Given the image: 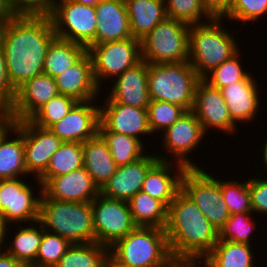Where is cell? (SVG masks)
<instances>
[{
	"mask_svg": "<svg viewBox=\"0 0 267 267\" xmlns=\"http://www.w3.org/2000/svg\"><path fill=\"white\" fill-rule=\"evenodd\" d=\"M55 81L59 94L71 96L78 102L97 100L102 93L96 83L88 52L76 64L55 77Z\"/></svg>",
	"mask_w": 267,
	"mask_h": 267,
	"instance_id": "cell-23",
	"label": "cell"
},
{
	"mask_svg": "<svg viewBox=\"0 0 267 267\" xmlns=\"http://www.w3.org/2000/svg\"><path fill=\"white\" fill-rule=\"evenodd\" d=\"M200 168H187L181 179V190L190 197L209 222L219 231L230 217L223 199L219 179Z\"/></svg>",
	"mask_w": 267,
	"mask_h": 267,
	"instance_id": "cell-8",
	"label": "cell"
},
{
	"mask_svg": "<svg viewBox=\"0 0 267 267\" xmlns=\"http://www.w3.org/2000/svg\"><path fill=\"white\" fill-rule=\"evenodd\" d=\"M252 245L218 240L201 261L203 267H256Z\"/></svg>",
	"mask_w": 267,
	"mask_h": 267,
	"instance_id": "cell-29",
	"label": "cell"
},
{
	"mask_svg": "<svg viewBox=\"0 0 267 267\" xmlns=\"http://www.w3.org/2000/svg\"><path fill=\"white\" fill-rule=\"evenodd\" d=\"M132 37L141 41L167 18L164 0H124Z\"/></svg>",
	"mask_w": 267,
	"mask_h": 267,
	"instance_id": "cell-27",
	"label": "cell"
},
{
	"mask_svg": "<svg viewBox=\"0 0 267 267\" xmlns=\"http://www.w3.org/2000/svg\"><path fill=\"white\" fill-rule=\"evenodd\" d=\"M31 225L23 227V225L17 224L18 231L14 232L12 241H9L10 244L7 243L9 247L6 249L4 247L10 256L20 261L25 267H30L35 262L43 235V225L39 221L31 223Z\"/></svg>",
	"mask_w": 267,
	"mask_h": 267,
	"instance_id": "cell-33",
	"label": "cell"
},
{
	"mask_svg": "<svg viewBox=\"0 0 267 267\" xmlns=\"http://www.w3.org/2000/svg\"><path fill=\"white\" fill-rule=\"evenodd\" d=\"M200 80L189 62L149 64L150 100L170 102L191 111Z\"/></svg>",
	"mask_w": 267,
	"mask_h": 267,
	"instance_id": "cell-6",
	"label": "cell"
},
{
	"mask_svg": "<svg viewBox=\"0 0 267 267\" xmlns=\"http://www.w3.org/2000/svg\"><path fill=\"white\" fill-rule=\"evenodd\" d=\"M42 192L51 199L68 202H92L100 189L88 171L82 167L68 174L50 178Z\"/></svg>",
	"mask_w": 267,
	"mask_h": 267,
	"instance_id": "cell-20",
	"label": "cell"
},
{
	"mask_svg": "<svg viewBox=\"0 0 267 267\" xmlns=\"http://www.w3.org/2000/svg\"><path fill=\"white\" fill-rule=\"evenodd\" d=\"M222 22L212 18L190 25L188 62L201 79L239 51L237 40Z\"/></svg>",
	"mask_w": 267,
	"mask_h": 267,
	"instance_id": "cell-4",
	"label": "cell"
},
{
	"mask_svg": "<svg viewBox=\"0 0 267 267\" xmlns=\"http://www.w3.org/2000/svg\"><path fill=\"white\" fill-rule=\"evenodd\" d=\"M15 122L9 110H0V140L14 127Z\"/></svg>",
	"mask_w": 267,
	"mask_h": 267,
	"instance_id": "cell-48",
	"label": "cell"
},
{
	"mask_svg": "<svg viewBox=\"0 0 267 267\" xmlns=\"http://www.w3.org/2000/svg\"><path fill=\"white\" fill-rule=\"evenodd\" d=\"M99 134L107 142L112 158L117 166H123L135 162L146 154V147L141 140L114 132H109L101 123Z\"/></svg>",
	"mask_w": 267,
	"mask_h": 267,
	"instance_id": "cell-35",
	"label": "cell"
},
{
	"mask_svg": "<svg viewBox=\"0 0 267 267\" xmlns=\"http://www.w3.org/2000/svg\"><path fill=\"white\" fill-rule=\"evenodd\" d=\"M239 52L240 50L230 59L214 68L203 78V80L217 89H221L232 83L243 80L249 72L244 71L245 69L240 62L241 54Z\"/></svg>",
	"mask_w": 267,
	"mask_h": 267,
	"instance_id": "cell-42",
	"label": "cell"
},
{
	"mask_svg": "<svg viewBox=\"0 0 267 267\" xmlns=\"http://www.w3.org/2000/svg\"><path fill=\"white\" fill-rule=\"evenodd\" d=\"M107 267H117V266H115V265L109 260V262H108V264H107Z\"/></svg>",
	"mask_w": 267,
	"mask_h": 267,
	"instance_id": "cell-56",
	"label": "cell"
},
{
	"mask_svg": "<svg viewBox=\"0 0 267 267\" xmlns=\"http://www.w3.org/2000/svg\"><path fill=\"white\" fill-rule=\"evenodd\" d=\"M74 2L84 4V5H90L95 6L100 0H72Z\"/></svg>",
	"mask_w": 267,
	"mask_h": 267,
	"instance_id": "cell-53",
	"label": "cell"
},
{
	"mask_svg": "<svg viewBox=\"0 0 267 267\" xmlns=\"http://www.w3.org/2000/svg\"><path fill=\"white\" fill-rule=\"evenodd\" d=\"M109 248L96 242L71 244L55 267H107Z\"/></svg>",
	"mask_w": 267,
	"mask_h": 267,
	"instance_id": "cell-34",
	"label": "cell"
},
{
	"mask_svg": "<svg viewBox=\"0 0 267 267\" xmlns=\"http://www.w3.org/2000/svg\"><path fill=\"white\" fill-rule=\"evenodd\" d=\"M77 103L71 96L58 94L37 110L29 120L38 127L49 129L62 120Z\"/></svg>",
	"mask_w": 267,
	"mask_h": 267,
	"instance_id": "cell-36",
	"label": "cell"
},
{
	"mask_svg": "<svg viewBox=\"0 0 267 267\" xmlns=\"http://www.w3.org/2000/svg\"><path fill=\"white\" fill-rule=\"evenodd\" d=\"M264 15H267V0H233L230 11L224 18L241 21L246 25L252 21L257 22Z\"/></svg>",
	"mask_w": 267,
	"mask_h": 267,
	"instance_id": "cell-43",
	"label": "cell"
},
{
	"mask_svg": "<svg viewBox=\"0 0 267 267\" xmlns=\"http://www.w3.org/2000/svg\"><path fill=\"white\" fill-rule=\"evenodd\" d=\"M223 199L230 215L252 213L248 178L245 181L219 179Z\"/></svg>",
	"mask_w": 267,
	"mask_h": 267,
	"instance_id": "cell-37",
	"label": "cell"
},
{
	"mask_svg": "<svg viewBox=\"0 0 267 267\" xmlns=\"http://www.w3.org/2000/svg\"><path fill=\"white\" fill-rule=\"evenodd\" d=\"M16 96V90L11 86L9 81L5 55L0 45V110H9L12 108Z\"/></svg>",
	"mask_w": 267,
	"mask_h": 267,
	"instance_id": "cell-46",
	"label": "cell"
},
{
	"mask_svg": "<svg viewBox=\"0 0 267 267\" xmlns=\"http://www.w3.org/2000/svg\"><path fill=\"white\" fill-rule=\"evenodd\" d=\"M12 133L15 134L14 137L13 135L11 137ZM28 174L24 158L23 120H21L16 121L14 127L0 140V179H14Z\"/></svg>",
	"mask_w": 267,
	"mask_h": 267,
	"instance_id": "cell-26",
	"label": "cell"
},
{
	"mask_svg": "<svg viewBox=\"0 0 267 267\" xmlns=\"http://www.w3.org/2000/svg\"><path fill=\"white\" fill-rule=\"evenodd\" d=\"M158 160L157 153H151L133 163L118 166L116 172L100 189V193L111 199L128 201L141 191L148 170Z\"/></svg>",
	"mask_w": 267,
	"mask_h": 267,
	"instance_id": "cell-18",
	"label": "cell"
},
{
	"mask_svg": "<svg viewBox=\"0 0 267 267\" xmlns=\"http://www.w3.org/2000/svg\"><path fill=\"white\" fill-rule=\"evenodd\" d=\"M0 267H25L20 261L10 256L5 250L0 252Z\"/></svg>",
	"mask_w": 267,
	"mask_h": 267,
	"instance_id": "cell-51",
	"label": "cell"
},
{
	"mask_svg": "<svg viewBox=\"0 0 267 267\" xmlns=\"http://www.w3.org/2000/svg\"><path fill=\"white\" fill-rule=\"evenodd\" d=\"M23 140L25 166L36 179L63 142L51 130L38 127L29 119L23 120Z\"/></svg>",
	"mask_w": 267,
	"mask_h": 267,
	"instance_id": "cell-16",
	"label": "cell"
},
{
	"mask_svg": "<svg viewBox=\"0 0 267 267\" xmlns=\"http://www.w3.org/2000/svg\"><path fill=\"white\" fill-rule=\"evenodd\" d=\"M96 100L78 102L51 130L62 142L84 143L99 133L100 105Z\"/></svg>",
	"mask_w": 267,
	"mask_h": 267,
	"instance_id": "cell-15",
	"label": "cell"
},
{
	"mask_svg": "<svg viewBox=\"0 0 267 267\" xmlns=\"http://www.w3.org/2000/svg\"><path fill=\"white\" fill-rule=\"evenodd\" d=\"M83 159L84 168L99 189L111 178L118 167L112 158L107 142L99 133L83 143Z\"/></svg>",
	"mask_w": 267,
	"mask_h": 267,
	"instance_id": "cell-28",
	"label": "cell"
},
{
	"mask_svg": "<svg viewBox=\"0 0 267 267\" xmlns=\"http://www.w3.org/2000/svg\"><path fill=\"white\" fill-rule=\"evenodd\" d=\"M15 14L11 8L9 0H0V20L10 21Z\"/></svg>",
	"mask_w": 267,
	"mask_h": 267,
	"instance_id": "cell-50",
	"label": "cell"
},
{
	"mask_svg": "<svg viewBox=\"0 0 267 267\" xmlns=\"http://www.w3.org/2000/svg\"><path fill=\"white\" fill-rule=\"evenodd\" d=\"M164 1L166 6L167 18L180 20L189 25L205 23L212 19L204 10L201 4V0Z\"/></svg>",
	"mask_w": 267,
	"mask_h": 267,
	"instance_id": "cell-41",
	"label": "cell"
},
{
	"mask_svg": "<svg viewBox=\"0 0 267 267\" xmlns=\"http://www.w3.org/2000/svg\"><path fill=\"white\" fill-rule=\"evenodd\" d=\"M172 255L165 229L136 226L109 248V260L117 267H162Z\"/></svg>",
	"mask_w": 267,
	"mask_h": 267,
	"instance_id": "cell-3",
	"label": "cell"
},
{
	"mask_svg": "<svg viewBox=\"0 0 267 267\" xmlns=\"http://www.w3.org/2000/svg\"><path fill=\"white\" fill-rule=\"evenodd\" d=\"M165 232L172 258L202 261L219 240V231L182 190L168 206Z\"/></svg>",
	"mask_w": 267,
	"mask_h": 267,
	"instance_id": "cell-2",
	"label": "cell"
},
{
	"mask_svg": "<svg viewBox=\"0 0 267 267\" xmlns=\"http://www.w3.org/2000/svg\"><path fill=\"white\" fill-rule=\"evenodd\" d=\"M205 135L196 115L192 111H186L173 125L163 131L161 142L163 148L168 151L167 154L174 158V162L186 168H200L188 158V155L201 145Z\"/></svg>",
	"mask_w": 267,
	"mask_h": 267,
	"instance_id": "cell-13",
	"label": "cell"
},
{
	"mask_svg": "<svg viewBox=\"0 0 267 267\" xmlns=\"http://www.w3.org/2000/svg\"><path fill=\"white\" fill-rule=\"evenodd\" d=\"M86 53L85 46L56 37L47 49L43 73L55 78L76 64Z\"/></svg>",
	"mask_w": 267,
	"mask_h": 267,
	"instance_id": "cell-30",
	"label": "cell"
},
{
	"mask_svg": "<svg viewBox=\"0 0 267 267\" xmlns=\"http://www.w3.org/2000/svg\"><path fill=\"white\" fill-rule=\"evenodd\" d=\"M29 185L22 177L0 179V216L9 227L11 224L39 221L42 188L38 196L34 194L37 191Z\"/></svg>",
	"mask_w": 267,
	"mask_h": 267,
	"instance_id": "cell-12",
	"label": "cell"
},
{
	"mask_svg": "<svg viewBox=\"0 0 267 267\" xmlns=\"http://www.w3.org/2000/svg\"><path fill=\"white\" fill-rule=\"evenodd\" d=\"M56 37L85 46L95 45L97 30L95 6L72 0H55L50 16Z\"/></svg>",
	"mask_w": 267,
	"mask_h": 267,
	"instance_id": "cell-9",
	"label": "cell"
},
{
	"mask_svg": "<svg viewBox=\"0 0 267 267\" xmlns=\"http://www.w3.org/2000/svg\"><path fill=\"white\" fill-rule=\"evenodd\" d=\"M8 225L5 223V221L1 218L0 216V252L4 251L3 248H2V245L3 247L5 246V248L7 247L6 246V238L9 237L8 234ZM7 235V236H6Z\"/></svg>",
	"mask_w": 267,
	"mask_h": 267,
	"instance_id": "cell-52",
	"label": "cell"
},
{
	"mask_svg": "<svg viewBox=\"0 0 267 267\" xmlns=\"http://www.w3.org/2000/svg\"><path fill=\"white\" fill-rule=\"evenodd\" d=\"M201 122L202 128L207 134L210 128L219 129L222 132L234 134L237 126L232 121L225 99L220 89L210 86L201 79L195 88L193 108L191 110Z\"/></svg>",
	"mask_w": 267,
	"mask_h": 267,
	"instance_id": "cell-14",
	"label": "cell"
},
{
	"mask_svg": "<svg viewBox=\"0 0 267 267\" xmlns=\"http://www.w3.org/2000/svg\"><path fill=\"white\" fill-rule=\"evenodd\" d=\"M248 185L252 211L264 216L267 214V178L255 176V178L248 179Z\"/></svg>",
	"mask_w": 267,
	"mask_h": 267,
	"instance_id": "cell-45",
	"label": "cell"
},
{
	"mask_svg": "<svg viewBox=\"0 0 267 267\" xmlns=\"http://www.w3.org/2000/svg\"><path fill=\"white\" fill-rule=\"evenodd\" d=\"M103 104L100 105V123L109 132L135 137L141 141L142 135L152 134L148 125L147 109L117 102Z\"/></svg>",
	"mask_w": 267,
	"mask_h": 267,
	"instance_id": "cell-19",
	"label": "cell"
},
{
	"mask_svg": "<svg viewBox=\"0 0 267 267\" xmlns=\"http://www.w3.org/2000/svg\"><path fill=\"white\" fill-rule=\"evenodd\" d=\"M199 262L201 261L195 259L171 258L162 267H198Z\"/></svg>",
	"mask_w": 267,
	"mask_h": 267,
	"instance_id": "cell-49",
	"label": "cell"
},
{
	"mask_svg": "<svg viewBox=\"0 0 267 267\" xmlns=\"http://www.w3.org/2000/svg\"><path fill=\"white\" fill-rule=\"evenodd\" d=\"M58 94L55 78L42 73L26 81L16 90L15 101L10 113L15 121L29 119Z\"/></svg>",
	"mask_w": 267,
	"mask_h": 267,
	"instance_id": "cell-24",
	"label": "cell"
},
{
	"mask_svg": "<svg viewBox=\"0 0 267 267\" xmlns=\"http://www.w3.org/2000/svg\"><path fill=\"white\" fill-rule=\"evenodd\" d=\"M258 82L249 73L243 80L220 89L232 121L242 123L255 121L261 108ZM256 116V117H255Z\"/></svg>",
	"mask_w": 267,
	"mask_h": 267,
	"instance_id": "cell-22",
	"label": "cell"
},
{
	"mask_svg": "<svg viewBox=\"0 0 267 267\" xmlns=\"http://www.w3.org/2000/svg\"><path fill=\"white\" fill-rule=\"evenodd\" d=\"M55 38L48 16H15L6 23L1 46L7 75L15 90L43 73L47 49Z\"/></svg>",
	"mask_w": 267,
	"mask_h": 267,
	"instance_id": "cell-1",
	"label": "cell"
},
{
	"mask_svg": "<svg viewBox=\"0 0 267 267\" xmlns=\"http://www.w3.org/2000/svg\"><path fill=\"white\" fill-rule=\"evenodd\" d=\"M157 157L159 160L148 170L141 191L160 200L168 208L181 190V179L187 168L176 162L172 167L174 160H169L167 156L159 154Z\"/></svg>",
	"mask_w": 267,
	"mask_h": 267,
	"instance_id": "cell-21",
	"label": "cell"
},
{
	"mask_svg": "<svg viewBox=\"0 0 267 267\" xmlns=\"http://www.w3.org/2000/svg\"><path fill=\"white\" fill-rule=\"evenodd\" d=\"M92 212L95 242L108 248L136 227L127 201L111 199L100 193L92 201Z\"/></svg>",
	"mask_w": 267,
	"mask_h": 267,
	"instance_id": "cell-11",
	"label": "cell"
},
{
	"mask_svg": "<svg viewBox=\"0 0 267 267\" xmlns=\"http://www.w3.org/2000/svg\"><path fill=\"white\" fill-rule=\"evenodd\" d=\"M252 214L237 213L230 215L224 226L219 230V240L251 245L252 231L257 226Z\"/></svg>",
	"mask_w": 267,
	"mask_h": 267,
	"instance_id": "cell-38",
	"label": "cell"
},
{
	"mask_svg": "<svg viewBox=\"0 0 267 267\" xmlns=\"http://www.w3.org/2000/svg\"><path fill=\"white\" fill-rule=\"evenodd\" d=\"M262 150L263 152V155H262V159H263V163L265 164L264 167L267 169V141L265 142V144H263V147H262Z\"/></svg>",
	"mask_w": 267,
	"mask_h": 267,
	"instance_id": "cell-54",
	"label": "cell"
},
{
	"mask_svg": "<svg viewBox=\"0 0 267 267\" xmlns=\"http://www.w3.org/2000/svg\"><path fill=\"white\" fill-rule=\"evenodd\" d=\"M127 202L136 226L165 229L168 208L160 200L143 191H139Z\"/></svg>",
	"mask_w": 267,
	"mask_h": 267,
	"instance_id": "cell-32",
	"label": "cell"
},
{
	"mask_svg": "<svg viewBox=\"0 0 267 267\" xmlns=\"http://www.w3.org/2000/svg\"><path fill=\"white\" fill-rule=\"evenodd\" d=\"M87 52L91 56L94 77L100 88L104 80H114L142 60L141 41L133 37L91 45Z\"/></svg>",
	"mask_w": 267,
	"mask_h": 267,
	"instance_id": "cell-10",
	"label": "cell"
},
{
	"mask_svg": "<svg viewBox=\"0 0 267 267\" xmlns=\"http://www.w3.org/2000/svg\"><path fill=\"white\" fill-rule=\"evenodd\" d=\"M233 0H201L206 13L213 19H224L229 13Z\"/></svg>",
	"mask_w": 267,
	"mask_h": 267,
	"instance_id": "cell-47",
	"label": "cell"
},
{
	"mask_svg": "<svg viewBox=\"0 0 267 267\" xmlns=\"http://www.w3.org/2000/svg\"><path fill=\"white\" fill-rule=\"evenodd\" d=\"M7 22L8 21L0 20V45L2 43L3 32H4V28H5Z\"/></svg>",
	"mask_w": 267,
	"mask_h": 267,
	"instance_id": "cell-55",
	"label": "cell"
},
{
	"mask_svg": "<svg viewBox=\"0 0 267 267\" xmlns=\"http://www.w3.org/2000/svg\"><path fill=\"white\" fill-rule=\"evenodd\" d=\"M149 64L141 60L116 77L105 102H117L128 106L147 109L150 103L148 92Z\"/></svg>",
	"mask_w": 267,
	"mask_h": 267,
	"instance_id": "cell-17",
	"label": "cell"
},
{
	"mask_svg": "<svg viewBox=\"0 0 267 267\" xmlns=\"http://www.w3.org/2000/svg\"><path fill=\"white\" fill-rule=\"evenodd\" d=\"M190 25L166 18L141 40V58L148 64L189 61Z\"/></svg>",
	"mask_w": 267,
	"mask_h": 267,
	"instance_id": "cell-7",
	"label": "cell"
},
{
	"mask_svg": "<svg viewBox=\"0 0 267 267\" xmlns=\"http://www.w3.org/2000/svg\"><path fill=\"white\" fill-rule=\"evenodd\" d=\"M148 125L152 134L163 132L173 125L187 111L180 105L166 101L150 100L147 108Z\"/></svg>",
	"mask_w": 267,
	"mask_h": 267,
	"instance_id": "cell-39",
	"label": "cell"
},
{
	"mask_svg": "<svg viewBox=\"0 0 267 267\" xmlns=\"http://www.w3.org/2000/svg\"><path fill=\"white\" fill-rule=\"evenodd\" d=\"M71 243L43 228L42 240L35 262L30 267H55Z\"/></svg>",
	"mask_w": 267,
	"mask_h": 267,
	"instance_id": "cell-40",
	"label": "cell"
},
{
	"mask_svg": "<svg viewBox=\"0 0 267 267\" xmlns=\"http://www.w3.org/2000/svg\"><path fill=\"white\" fill-rule=\"evenodd\" d=\"M97 30L95 45L131 38L124 0H100L95 5Z\"/></svg>",
	"mask_w": 267,
	"mask_h": 267,
	"instance_id": "cell-25",
	"label": "cell"
},
{
	"mask_svg": "<svg viewBox=\"0 0 267 267\" xmlns=\"http://www.w3.org/2000/svg\"><path fill=\"white\" fill-rule=\"evenodd\" d=\"M15 16H48L54 11L55 0H9Z\"/></svg>",
	"mask_w": 267,
	"mask_h": 267,
	"instance_id": "cell-44",
	"label": "cell"
},
{
	"mask_svg": "<svg viewBox=\"0 0 267 267\" xmlns=\"http://www.w3.org/2000/svg\"><path fill=\"white\" fill-rule=\"evenodd\" d=\"M84 167L83 143L63 142L51 156L46 170L36 178L40 188L52 177L68 174Z\"/></svg>",
	"mask_w": 267,
	"mask_h": 267,
	"instance_id": "cell-31",
	"label": "cell"
},
{
	"mask_svg": "<svg viewBox=\"0 0 267 267\" xmlns=\"http://www.w3.org/2000/svg\"><path fill=\"white\" fill-rule=\"evenodd\" d=\"M39 222L46 231L58 234L71 244L95 242L92 202L59 201L42 192Z\"/></svg>",
	"mask_w": 267,
	"mask_h": 267,
	"instance_id": "cell-5",
	"label": "cell"
}]
</instances>
